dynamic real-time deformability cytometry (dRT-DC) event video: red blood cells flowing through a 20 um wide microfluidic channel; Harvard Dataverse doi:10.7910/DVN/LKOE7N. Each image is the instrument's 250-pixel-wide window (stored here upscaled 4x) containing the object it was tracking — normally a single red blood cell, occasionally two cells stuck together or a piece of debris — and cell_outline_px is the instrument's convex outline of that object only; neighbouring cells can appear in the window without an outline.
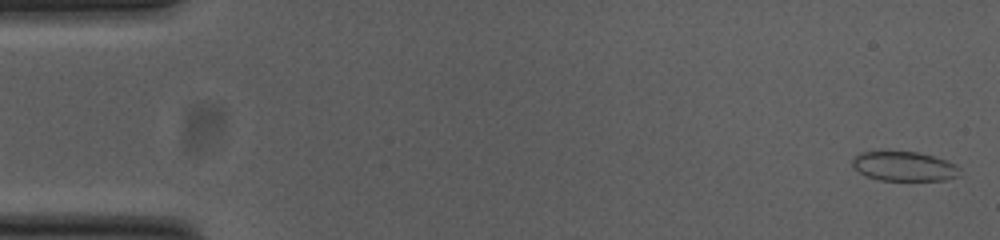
{"species": "common noctule bat (a hibernating species)", "species_latin": "Nyctalus noctula", "temperature_condition": "cold", "stored_images_in_passage": 10, "camera_frame_rate_fps": 3000, "um_per_image_px": 0.085, "animal": {"sex": "female", "body_mass_g": 23.0, "forearm_length_mm": 53.4}, "frame": {"image": 1, "passage_image": 2, "time_ms": 0.333, "image_size_px": [1000, 240], "cell_outline_px": [[960, 168], [956, 176], [944, 180], [880, 180], [864, 176], [852, 164], [852, 160], [860, 152], [916, 152], [932, 156], [944, 160]], "centroid_in_image_um": [76.8, 14.14], "position_along_channel_um": 8.2, "area_um2": 17.98}}